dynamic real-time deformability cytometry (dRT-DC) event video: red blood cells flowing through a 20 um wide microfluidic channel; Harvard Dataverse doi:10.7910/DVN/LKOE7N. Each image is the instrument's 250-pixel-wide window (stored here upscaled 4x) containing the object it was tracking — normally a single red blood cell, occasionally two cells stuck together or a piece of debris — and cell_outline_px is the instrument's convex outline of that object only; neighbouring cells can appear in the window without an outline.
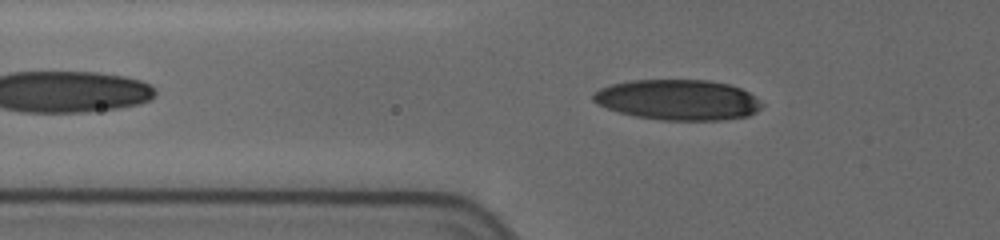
{"species": "human", "species_latin": "Homo sapiens", "temperature_condition": "cold", "stored_images_in_passage": 17, "camera_frame_rate_fps": 3000, "um_per_image_px": 0.085, "donor": {"sex": "female"}, "frame": {"image": 1, "passage_image": 5, "time_ms": 2.0, "image_size_px": [1000, 240], "cell_outline_px": [[764, 104], [756, 112], [748, 116], [720, 120], [660, 120], [636, 116], [620, 112], [608, 108], [592, 100], [592, 92], [600, 88], [612, 84], [632, 80], [708, 80], [728, 84], [740, 88], [756, 96]], "centroid_in_image_um": [57.65, 8.48], "position_along_channel_um": 68.2, "area_um2": 39.77}}
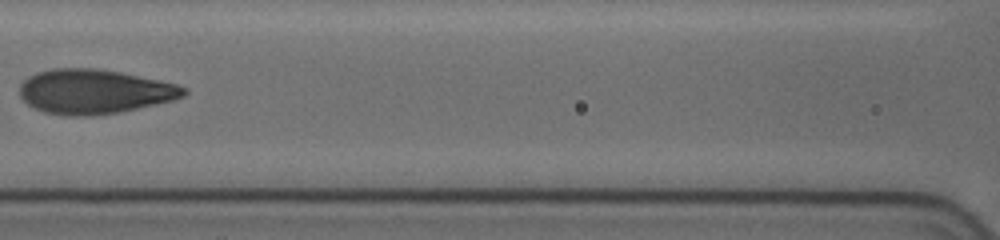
{"frame": {"image": 2, "passage_image": 10, "time_ms": 4.667, "image_size_px": [1000, 240], "cell_outline_px": [[188, 92], [184, 96], [172, 100], [136, 108], [116, 112], [92, 116], [68, 116], [44, 112], [28, 104], [20, 96], [20, 84], [28, 76], [36, 72], [52, 68], [96, 68], [120, 72], [160, 80], [176, 84], [188, 88]], "centroid_in_image_um": [8.0, 7.77], "position_along_channel_um": 158.6, "area_um2": 42.43}}
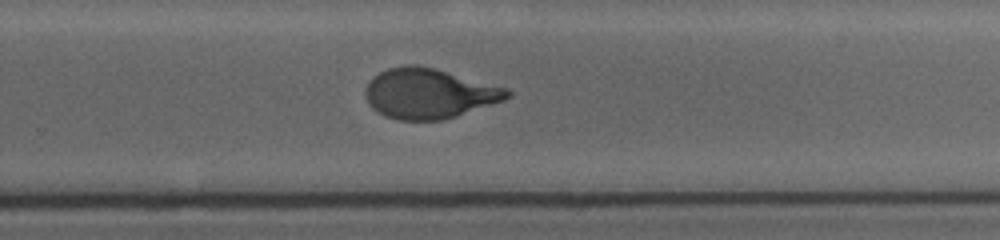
{"frame": {"image": 3, "passage_image": 17, "time_ms": 8.333, "image_size_px": [1000, 240], "cell_outline_px": [[512, 96], [504, 100], [456, 116], [440, 120], [400, 120], [384, 116], [372, 108], [368, 104], [364, 92], [372, 76], [388, 68], [408, 64], [416, 64], [432, 68], [508, 88], [512, 92]], "centroid_in_image_um": [36.45, 7.95], "position_along_channel_um": 293.4, "area_um2": 41.21}}